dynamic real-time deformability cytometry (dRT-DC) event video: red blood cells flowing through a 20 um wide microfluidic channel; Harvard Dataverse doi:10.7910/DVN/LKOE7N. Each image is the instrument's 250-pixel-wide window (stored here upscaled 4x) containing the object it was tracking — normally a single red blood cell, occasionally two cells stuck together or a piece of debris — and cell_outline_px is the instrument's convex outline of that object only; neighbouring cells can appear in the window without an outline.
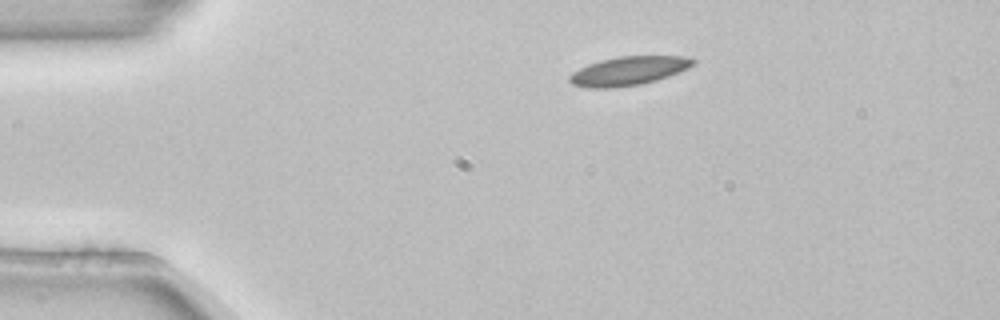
{"species": "common noctule bat (a hibernating species)", "species_latin": "Nyctalus noctula", "temperature_condition": "room temperature", "stored_images_in_passage": 2, "camera_frame_rate_fps": 3000, "um_per_image_px": 0.085, "animal": {"sex": "female", "body_mass_g": 22.7, "forearm_length_mm": 54.2}, "frame": {"image": 1, "passage_image": 1, "time_ms": 0.0, "image_size_px": [1000, 320], "cell_outline_px": [[696, 64], [688, 68], [668, 76], [656, 80], [640, 84], [612, 88], [588, 88], [572, 84], [568, 80], [568, 76], [572, 72], [588, 64], [600, 60], [620, 56], [684, 56], [696, 60]], "centroid_in_image_um": [53.41, 6.02], "position_along_channel_um": 31.6, "area_um2": 20.75}}